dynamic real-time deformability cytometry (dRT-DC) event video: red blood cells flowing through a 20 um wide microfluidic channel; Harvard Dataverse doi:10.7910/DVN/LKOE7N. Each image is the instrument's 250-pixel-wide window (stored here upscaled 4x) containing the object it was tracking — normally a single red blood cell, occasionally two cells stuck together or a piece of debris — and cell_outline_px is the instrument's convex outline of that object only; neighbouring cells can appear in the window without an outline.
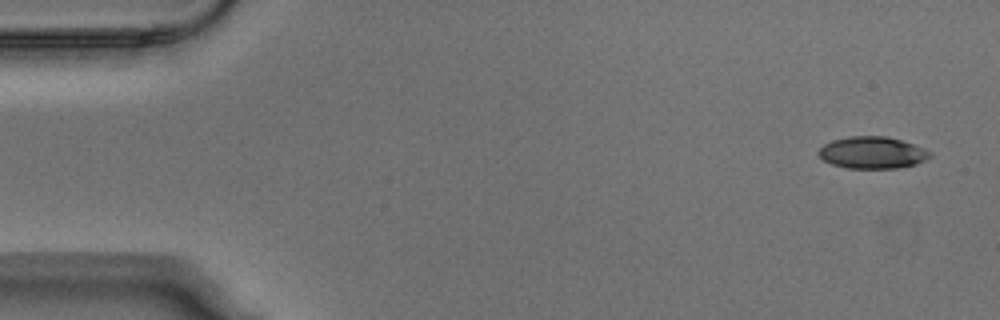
{"species": "Egyptian fruit bat (a non-hibernating species)", "species_latin": "Rousettus aegyptiacus", "temperature_condition": "warm", "stored_images_in_passage": 4, "camera_frame_rate_fps": 3000, "um_per_image_px": 0.085, "animal": {"sex": "male"}, "frame": {"image": 1, "passage_image": 1, "time_ms": 0.0, "image_size_px": [1000, 320], "cell_outline_px": [[932, 156], [916, 164], [896, 168], [848, 168], [832, 164], [824, 160], [816, 152], [824, 144], [832, 140], [848, 136], [888, 136], [924, 148], [932, 152]], "centroid_in_image_um": [74.14, 12.96], "position_along_channel_um": 10.9, "area_um2": 20.69}}
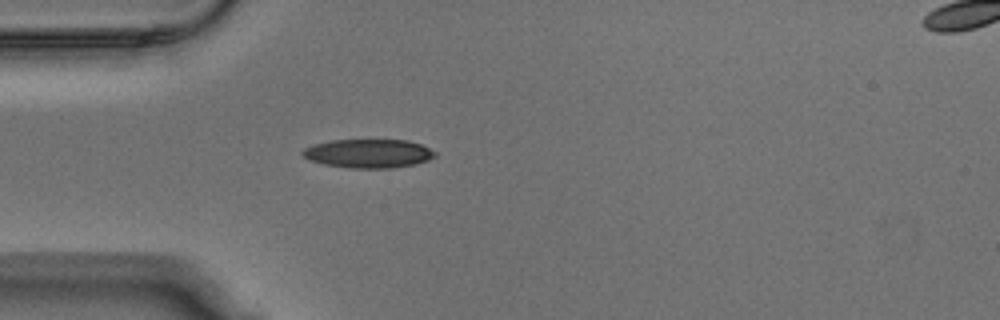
{"frame": {"image": 2, "passage_image": 4, "time_ms": 1.0, "image_size_px": [1000, 320], "cell_outline_px": [[436, 156], [428, 160], [412, 164], [392, 168], [352, 168], [324, 164], [312, 160], [304, 156], [300, 152], [304, 148], [312, 144], [332, 140], [408, 140], [420, 144], [436, 152]], "centroid_in_image_um": [31.31, 13.04], "position_along_channel_um": 53.7, "area_um2": 22.02}}